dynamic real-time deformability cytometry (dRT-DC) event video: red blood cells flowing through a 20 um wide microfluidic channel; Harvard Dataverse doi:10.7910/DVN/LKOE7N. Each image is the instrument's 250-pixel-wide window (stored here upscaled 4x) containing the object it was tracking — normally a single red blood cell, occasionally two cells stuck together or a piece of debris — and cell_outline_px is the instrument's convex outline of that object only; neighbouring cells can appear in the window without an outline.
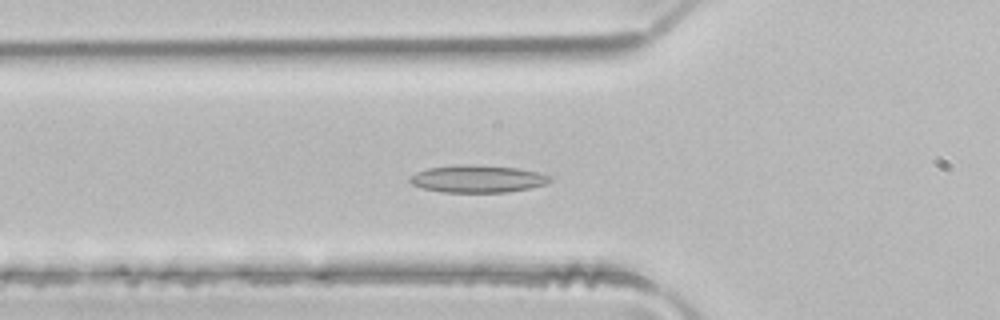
{"species": "common noctule bat (a hibernating species)", "species_latin": "Nyctalus noctula", "temperature_condition": "room temperature", "stored_images_in_passage": 49, "camera_frame_rate_fps": 3000, "um_per_image_px": 0.085, "animal": {"sex": "male", "body_mass_g": 21.5, "forearm_length_mm": 52.0}, "frame": {"image": 1, "passage_image": 16, "time_ms": 5.0, "image_size_px": [1000, 320], "cell_outline_px": [[552, 180], [548, 184], [532, 188], [504, 192], [440, 192], [424, 188], [412, 184], [408, 180], [408, 176], [416, 172], [428, 168], [456, 164], [476, 164], [516, 168], [536, 172], [552, 176]], "centroid_in_image_um": [40.59, 15.19], "position_along_channel_um": 85.2, "area_um2": 22.6}}
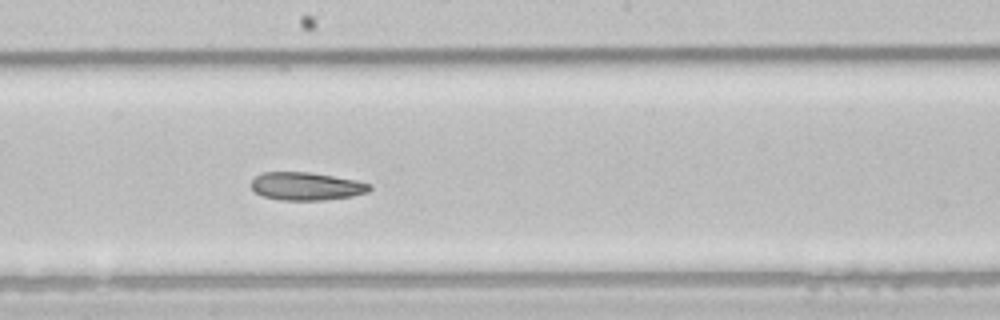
{"frame": {"image": 2, "passage_image": 26, "time_ms": 8.333, "image_size_px": [1000, 320], "cell_outline_px": [[372, 188], [368, 192], [352, 196], [324, 200], [280, 200], [264, 196], [256, 192], [252, 188], [252, 180], [256, 176], [264, 172], [308, 172], [356, 180], [372, 184]], "centroid_in_image_um": [26.07, 15.83], "position_along_channel_um": 222.1, "area_um2": 19.19}}
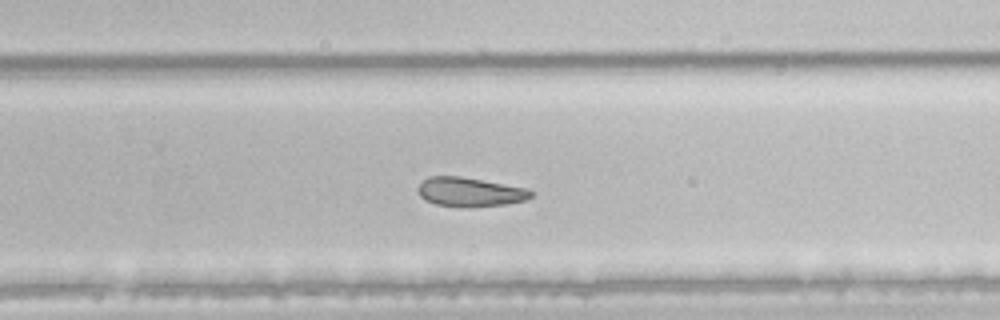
{"frame": {"image": 3, "passage_image": 31, "time_ms": 10.0, "image_size_px": [1000, 320], "cell_outline_px": [[532, 196], [524, 200], [508, 204], [468, 208], [436, 204], [420, 196], [416, 188], [428, 176], [460, 176], [528, 188], [532, 192]], "centroid_in_image_um": [39.95, 16.32], "position_along_channel_um": 289.9, "area_um2": 19.25}, "authors_computed_cell_mechanics": {"area_um2": 22.3686, "velocity_mm_per_s": 4.0893, "shape_relaxation_time_tau1_ms": 7.5765, "shape_relaxation_time_tau2_ms": 6.4485, "deformation_change_tau1": 0.1624, "deformation_change_tau2": 0.1436}}